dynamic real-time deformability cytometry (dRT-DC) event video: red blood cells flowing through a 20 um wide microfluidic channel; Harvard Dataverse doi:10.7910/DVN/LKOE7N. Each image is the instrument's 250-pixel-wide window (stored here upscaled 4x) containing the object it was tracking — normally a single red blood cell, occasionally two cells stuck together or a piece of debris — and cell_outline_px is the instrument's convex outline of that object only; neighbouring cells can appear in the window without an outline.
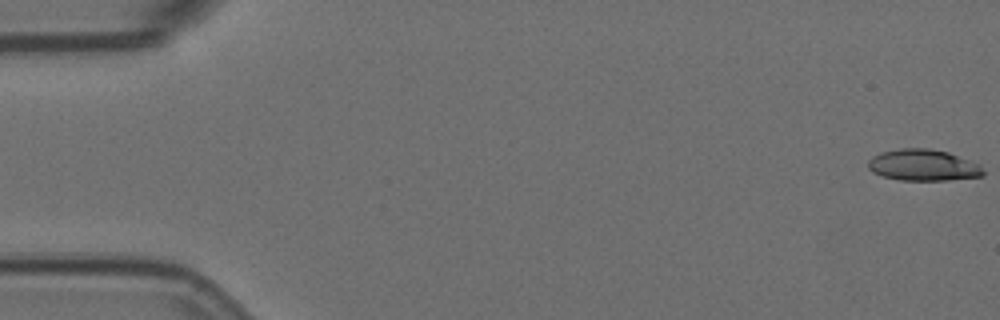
{"species": "Egyptian fruit bat (a non-hibernating species)", "species_latin": "Rousettus aegyptiacus", "temperature_condition": "room temperature", "stored_images_in_passage": 4, "camera_frame_rate_fps": 3000, "um_per_image_px": 0.085, "animal": {"sex": "female"}, "frame": {"image": 1, "passage_image": 1, "time_ms": 0.0, "image_size_px": [1000, 320], "cell_outline_px": [[984, 176], [948, 180], [900, 180], [884, 176], [872, 172], [868, 168], [868, 160], [872, 156], [880, 152], [900, 148], [928, 148], [948, 152], [980, 164], [984, 172]], "centroid_in_image_um": [78.47, 14.03], "position_along_channel_um": 6.5, "area_um2": 21.15}}
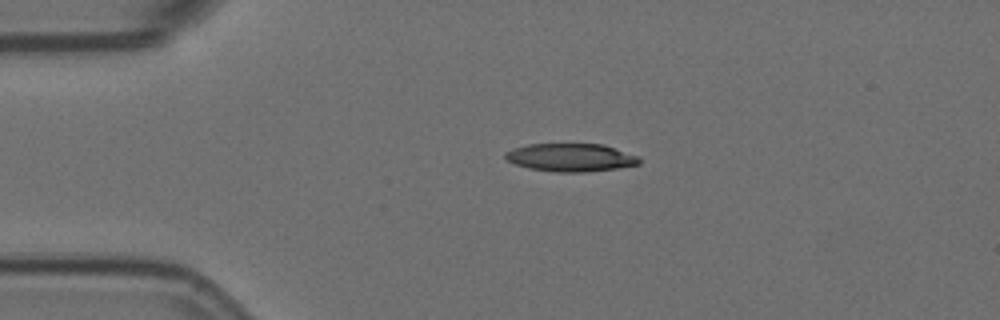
{"frame": {"image": 2, "passage_image": 4, "time_ms": 1.0, "image_size_px": [1000, 320], "cell_outline_px": [[640, 164], [616, 168], [584, 172], [556, 172], [528, 168], [512, 164], [504, 160], [504, 152], [512, 148], [528, 144], [604, 144], [640, 156]], "centroid_in_image_um": [48.47, 13.38], "position_along_channel_um": 36.5, "area_um2": 22.2}}